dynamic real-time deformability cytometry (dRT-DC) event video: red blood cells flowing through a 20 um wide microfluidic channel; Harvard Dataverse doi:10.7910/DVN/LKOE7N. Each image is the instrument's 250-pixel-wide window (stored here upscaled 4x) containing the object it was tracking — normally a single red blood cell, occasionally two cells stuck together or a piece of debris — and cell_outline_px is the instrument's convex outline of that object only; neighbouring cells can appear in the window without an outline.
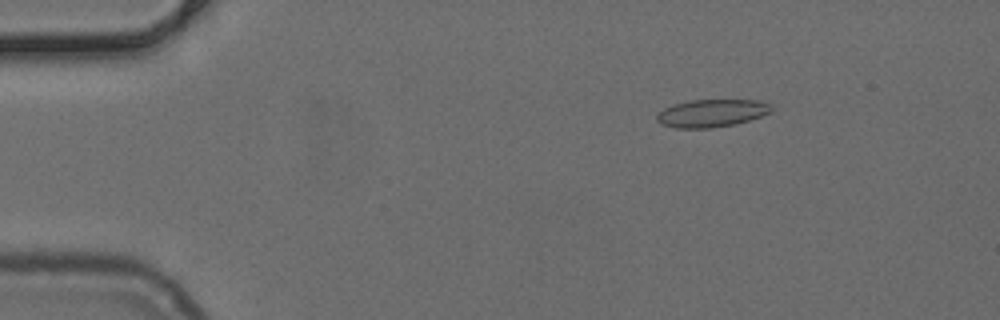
{"species": "common noctule bat (a hibernating species)", "species_latin": "Nyctalus noctula", "temperature_condition": "cold", "stored_images_in_passage": 47, "camera_frame_rate_fps": 3000, "um_per_image_px": 0.085, "animal": {"sex": "female", "body_mass_g": 24.6, "forearm_length_mm": 56.2}, "frame": {"image": 1, "passage_image": 4, "time_ms": 1.0, "image_size_px": [1000, 320], "cell_outline_px": [[772, 112], [736, 124], [712, 128], [676, 128], [660, 124], [656, 120], [656, 116], [664, 108], [672, 104], [688, 100], [756, 100], [768, 104], [772, 108]], "centroid_in_image_um": [60.44, 9.62], "position_along_channel_um": 24.6, "area_um2": 18.5}}
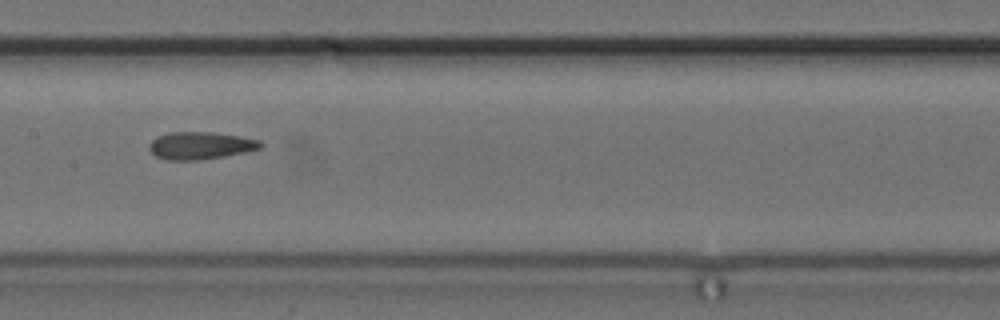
{"frame": {"image": 2, "passage_image": 22, "time_ms": 7.0, "image_size_px": [1000, 320], "cell_outline_px": [[264, 144], [260, 148], [244, 152], [224, 156], [200, 160], [168, 160], [156, 156], [148, 148], [148, 144], [156, 136], [168, 132], [212, 132], [260, 140]], "centroid_in_image_um": [16.99, 12.37], "position_along_channel_um": 190.4, "area_um2": 17.74}}
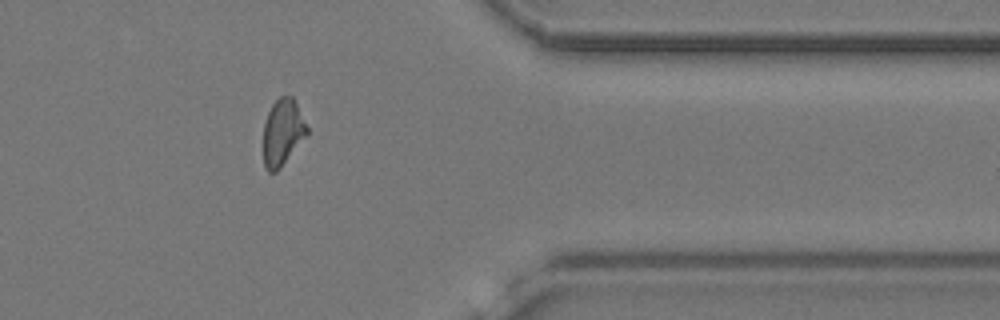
{"frame": {"image": 3, "passage_image": 38, "time_ms": 12.333, "image_size_px": [1000, 320], "cell_outline_px": [[308, 136], [280, 168], [276, 172], [268, 172], [264, 164], [264, 124], [268, 112], [272, 104], [280, 96], [292, 96], [308, 128]], "centroid_in_image_um": [24.04, 11.27], "position_along_channel_um": 387.4, "area_um2": 16.88}}